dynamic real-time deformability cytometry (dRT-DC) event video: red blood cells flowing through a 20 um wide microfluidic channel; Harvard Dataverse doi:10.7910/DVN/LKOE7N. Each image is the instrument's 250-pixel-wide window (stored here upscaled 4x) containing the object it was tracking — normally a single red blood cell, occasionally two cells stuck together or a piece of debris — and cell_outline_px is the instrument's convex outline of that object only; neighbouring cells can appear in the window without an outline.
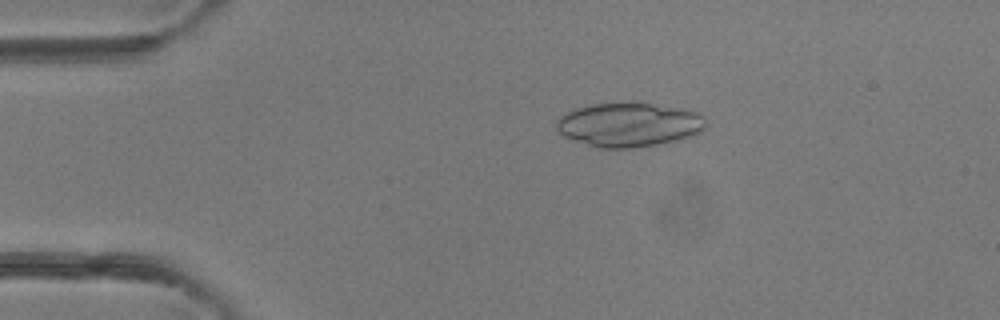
{"species": "common noctule bat (a hibernating species)", "species_latin": "Nyctalus noctula", "temperature_condition": "room temperature", "stored_images_in_passage": 5, "camera_frame_rate_fps": 3000, "um_per_image_px": 0.085, "animal": {"sex": "female"}, "frame": {"image": 1, "passage_image": 3, "time_ms": 2.333, "image_size_px": [1000, 320], "cell_outline_px": [[708, 124], [700, 132], [676, 140], [636, 148], [596, 148], [572, 140], [564, 136], [556, 128], [556, 120], [560, 116], [576, 108], [592, 104], [628, 100], [680, 108], [696, 112], [704, 116]], "centroid_in_image_um": [53.43, 10.58], "position_along_channel_um": 31.6, "area_um2": 38.96}}